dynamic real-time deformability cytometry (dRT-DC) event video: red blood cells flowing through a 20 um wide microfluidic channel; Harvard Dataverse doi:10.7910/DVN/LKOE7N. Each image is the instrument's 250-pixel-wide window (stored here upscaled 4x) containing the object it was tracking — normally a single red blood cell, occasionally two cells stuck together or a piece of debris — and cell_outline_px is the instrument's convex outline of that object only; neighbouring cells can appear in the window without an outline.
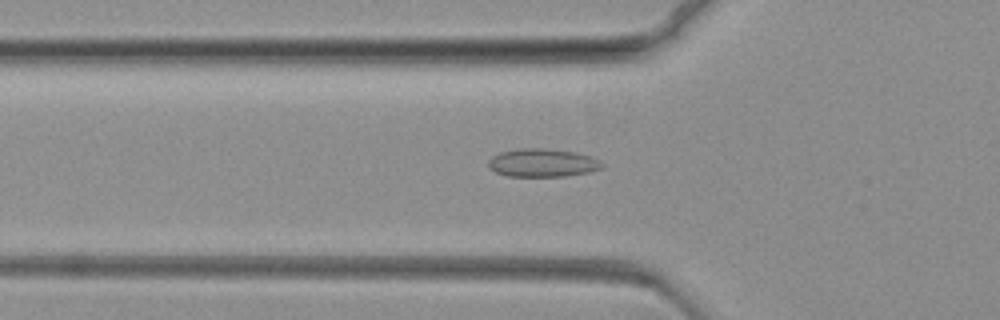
{"species": "common noctule bat (a hibernating species)", "species_latin": "Nyctalus noctula", "temperature_condition": "warm", "stored_images_in_passage": 71, "camera_frame_rate_fps": 3000, "um_per_image_px": 0.085, "animal": {"sex": "female", "body_mass_g": 19.3, "forearm_length_mm": 54.1}, "frame": {"image": 1, "passage_image": 21, "time_ms": 6.667, "image_size_px": [1000, 320], "cell_outline_px": [[604, 168], [588, 172], [564, 176], [508, 176], [496, 172], [488, 168], [488, 160], [492, 156], [500, 152], [520, 148], [544, 148], [572, 152], [592, 156], [600, 160], [604, 164]], "centroid_in_image_um": [46.11, 13.84], "position_along_channel_um": 79.7, "area_um2": 18.73}}
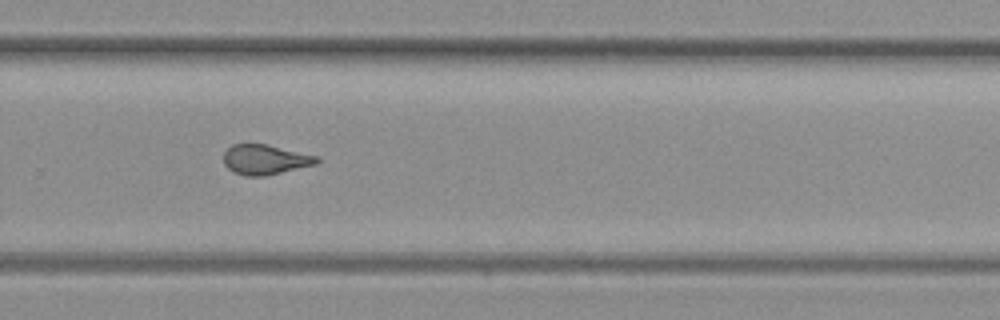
{"frame": {"image": 2, "passage_image": 46, "time_ms": 15.0, "image_size_px": [1000, 320], "cell_outline_px": [[320, 160], [316, 164], [264, 176], [244, 176], [232, 172], [224, 164], [224, 152], [232, 144], [268, 144], [320, 156]], "centroid_in_image_um": [22.55, 13.56], "position_along_channel_um": 307.3, "area_um2": 16.42}}
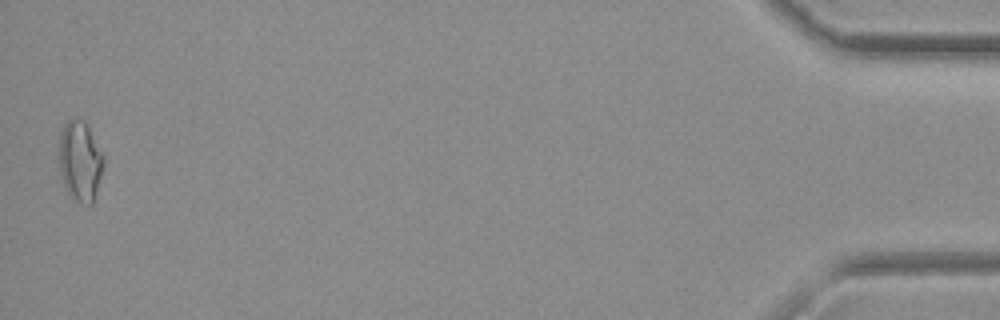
{"frame": {"image": 3, "passage_image": 70, "time_ms": 23.0, "image_size_px": [1000, 320], "cell_outline_px": [[104, 164], [92, 204], [80, 204], [68, 196], [60, 176], [60, 132], [64, 124], [68, 120], [84, 120], [104, 156]], "centroid_in_image_um": [6.8, 13.74], "position_along_channel_um": 428.4, "area_um2": 20.69}}